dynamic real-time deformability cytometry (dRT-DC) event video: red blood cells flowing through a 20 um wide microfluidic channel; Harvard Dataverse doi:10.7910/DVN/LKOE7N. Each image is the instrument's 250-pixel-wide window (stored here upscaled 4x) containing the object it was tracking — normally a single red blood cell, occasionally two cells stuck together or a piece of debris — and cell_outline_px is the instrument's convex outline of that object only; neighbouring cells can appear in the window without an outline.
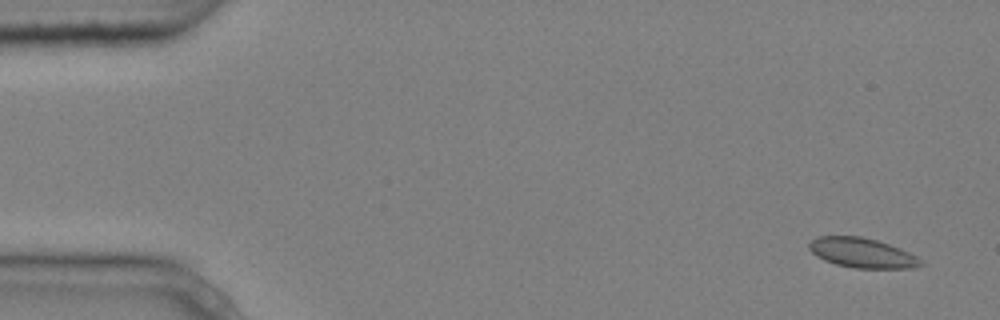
{"species": "common noctule bat (a hibernating species)", "species_latin": "Nyctalus noctula", "temperature_condition": "cold", "stored_images_in_passage": 4, "camera_frame_rate_fps": 3000, "um_per_image_px": 0.085, "animal": {"sex": "male", "body_mass_g": 20.4}, "frame": {"image": 1, "passage_image": 1, "time_ms": 0.0, "image_size_px": [1000, 320], "cell_outline_px": [[924, 264], [916, 268], [856, 268], [836, 264], [824, 260], [816, 256], [808, 248], [808, 244], [816, 236], [860, 236], [876, 240], [900, 248], [916, 256]], "centroid_in_image_um": [73.26, 21.49], "position_along_channel_um": 11.7, "area_um2": 19.31}}